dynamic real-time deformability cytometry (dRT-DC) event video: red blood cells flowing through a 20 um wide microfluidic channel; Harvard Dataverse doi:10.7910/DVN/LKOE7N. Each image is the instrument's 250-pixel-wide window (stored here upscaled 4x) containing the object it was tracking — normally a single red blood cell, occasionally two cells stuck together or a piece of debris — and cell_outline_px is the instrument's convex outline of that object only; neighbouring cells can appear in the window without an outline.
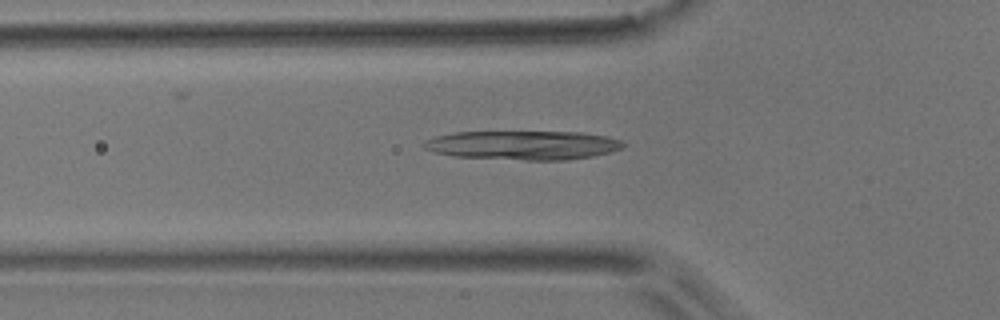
{"species": "common noctule bat (a hibernating species)", "species_latin": "Nyctalus noctula", "temperature_condition": "room temperature", "stored_images_in_passage": 48, "camera_frame_rate_fps": 3000, "um_per_image_px": 0.085, "animal": {"sex": "male", "body_mass_g": 17.9}, "frame": {"image": 1, "passage_image": 17, "time_ms": 5.333, "image_size_px": [1000, 320], "cell_outline_px": [[624, 144], [620, 148], [612, 152], [592, 156], [568, 160], [524, 160], [452, 156], [436, 152], [424, 148], [420, 144], [424, 140], [436, 136], [456, 132], [580, 132], [608, 136], [620, 140]], "centroid_in_image_um": [44.44, 12.34], "position_along_channel_um": 81.4, "area_um2": 33.76}}
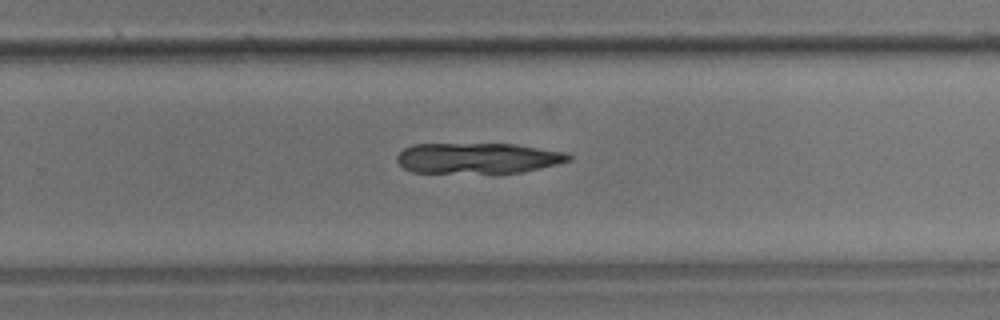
{"frame": {"image": 2, "passage_image": 33, "time_ms": 10.667, "image_size_px": [1000, 320], "cell_outline_px": [[572, 160], [540, 168], [520, 172], [496, 176], [412, 172], [404, 168], [396, 160], [396, 156], [404, 148], [412, 144], [512, 144], [564, 152], [572, 156]], "centroid_in_image_um": [40.57, 13.5], "position_along_channel_um": 289.2, "area_um2": 31.79}}
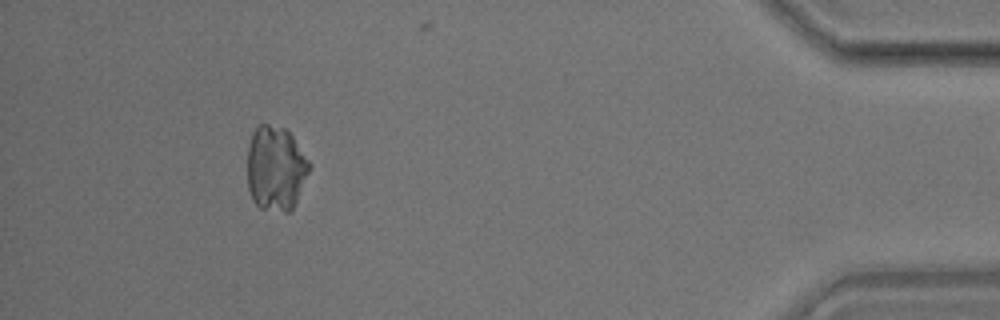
{"frame": {"image": 3, "passage_image": 47, "time_ms": 15.333, "image_size_px": [1000, 320], "cell_outline_px": [[312, 164], [296, 200], [292, 208], [288, 212], [284, 212], [260, 208], [252, 200], [248, 188], [248, 148], [252, 132], [256, 124], [268, 124], [284, 128], [292, 136]], "centroid_in_image_um": [23.42, 14.29], "position_along_channel_um": 411.8, "area_um2": 30.58}}